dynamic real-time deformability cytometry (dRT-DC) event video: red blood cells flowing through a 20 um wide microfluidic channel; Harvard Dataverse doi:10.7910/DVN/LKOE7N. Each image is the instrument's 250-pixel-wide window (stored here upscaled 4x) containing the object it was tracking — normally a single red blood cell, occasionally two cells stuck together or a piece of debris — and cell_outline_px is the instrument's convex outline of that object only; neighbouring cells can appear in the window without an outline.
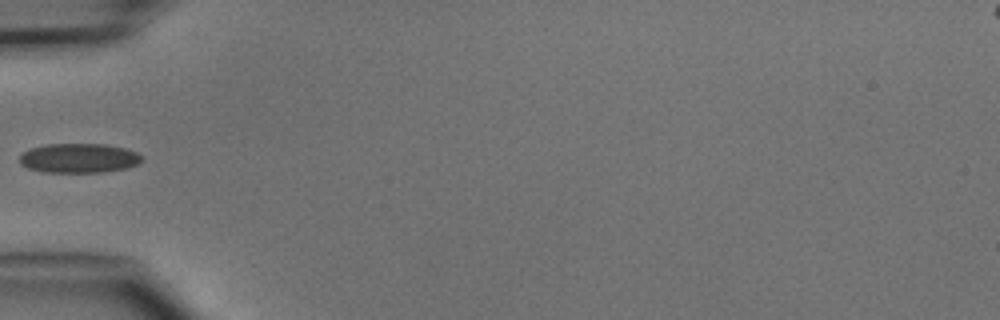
{"species": "common noctule bat (a hibernating species)", "species_latin": "Nyctalus noctula", "temperature_condition": "cold", "stored_images_in_passage": 5, "camera_frame_rate_fps": 3000, "um_per_image_px": 0.085, "animal": {"sex": "male", "body_mass_g": 15.6}, "frame": {"image": 1, "passage_image": 5, "time_ms": 5.333, "image_size_px": [1000, 320], "cell_outline_px": [[144, 160], [136, 164], [124, 168], [104, 172], [44, 172], [28, 168], [20, 164], [20, 156], [24, 152], [32, 148], [44, 144], [104, 144], [124, 148], [136, 152], [144, 156]], "centroid_in_image_um": [6.72, 13.44], "position_along_channel_um": 78.3, "area_um2": 20.92}}